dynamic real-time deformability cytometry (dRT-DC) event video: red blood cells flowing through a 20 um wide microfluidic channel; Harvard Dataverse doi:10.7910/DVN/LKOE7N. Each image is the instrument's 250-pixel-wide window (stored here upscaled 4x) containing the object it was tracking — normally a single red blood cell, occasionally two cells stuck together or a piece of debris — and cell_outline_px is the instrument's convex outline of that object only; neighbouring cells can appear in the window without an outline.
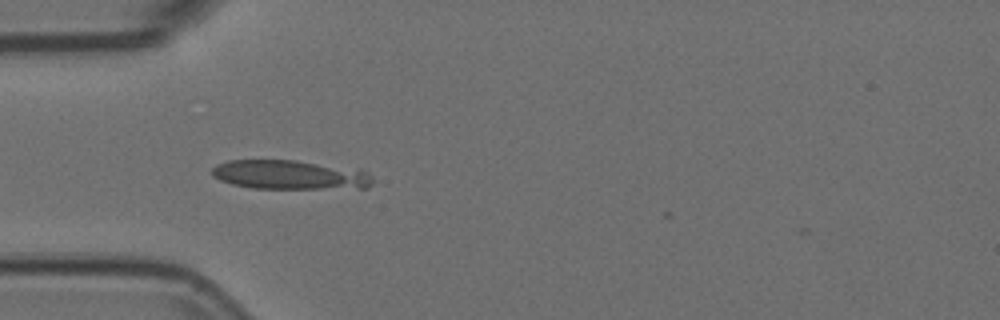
{"species": "Egyptian fruit bat (a non-hibernating species)", "species_latin": "Rousettus aegyptiacus", "temperature_condition": "room temperature", "stored_images_in_passage": 18, "camera_frame_rate_fps": 3000, "um_per_image_px": 0.085, "animal": {"sex": "female"}, "frame": {"image": 1, "passage_image": 3, "time_ms": 0.667, "image_size_px": [1000, 320], "cell_outline_px": [[372, 184], [368, 188], [252, 188], [232, 184], [220, 180], [212, 176], [212, 168], [216, 164], [228, 160], [296, 160], [360, 168], [368, 172], [372, 176]], "centroid_in_image_um": [24.69, 14.84], "position_along_channel_um": 60.3, "area_um2": 27.74}}